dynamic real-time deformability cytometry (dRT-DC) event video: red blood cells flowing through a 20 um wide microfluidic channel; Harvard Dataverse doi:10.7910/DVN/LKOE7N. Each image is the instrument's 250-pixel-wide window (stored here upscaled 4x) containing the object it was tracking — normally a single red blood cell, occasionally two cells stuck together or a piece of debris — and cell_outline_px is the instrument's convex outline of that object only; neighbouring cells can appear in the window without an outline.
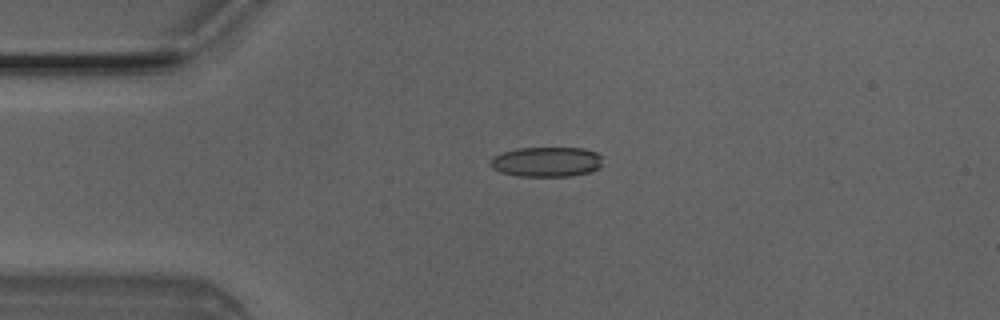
{"species": "Egyptian fruit bat (a non-hibernating species)", "species_latin": "Rousettus aegyptiacus", "temperature_condition": "room temperature", "stored_images_in_passage": 6, "camera_frame_rate_fps": 3000, "um_per_image_px": 0.085, "animal": {"sex": "male"}, "frame": {"image": 1, "passage_image": 6, "time_ms": 1.667, "image_size_px": [1000, 320], "cell_outline_px": [[600, 168], [588, 172], [568, 176], [520, 176], [500, 172], [492, 168], [488, 160], [492, 156], [516, 148], [584, 148], [596, 152], [600, 156]], "centroid_in_image_um": [46.4, 13.75], "position_along_channel_um": 38.6, "area_um2": 19.54}}